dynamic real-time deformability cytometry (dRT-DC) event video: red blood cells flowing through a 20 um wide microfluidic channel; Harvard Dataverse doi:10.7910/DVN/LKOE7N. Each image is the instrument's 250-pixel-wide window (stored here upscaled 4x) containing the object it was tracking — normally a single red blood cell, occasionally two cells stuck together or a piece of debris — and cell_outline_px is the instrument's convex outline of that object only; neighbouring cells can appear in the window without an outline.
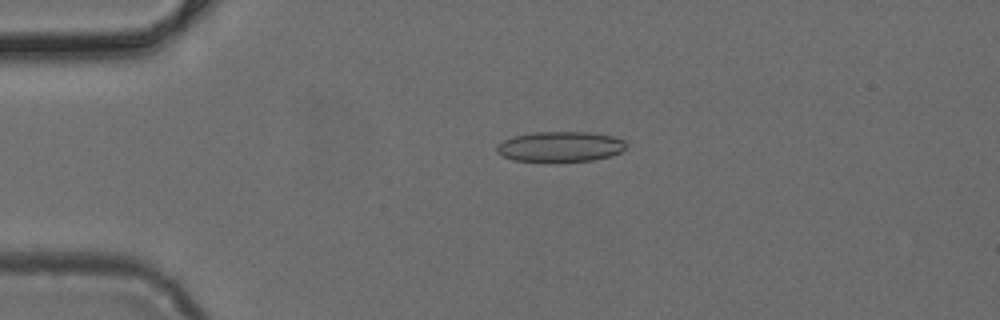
{"species": "common noctule bat (a hibernating species)", "species_latin": "Nyctalus noctula", "temperature_condition": "cold", "stored_images_in_passage": 6, "camera_frame_rate_fps": 3000, "um_per_image_px": 0.085, "animal": {"sex": "female", "body_mass_g": 24.6, "forearm_length_mm": 56.2}, "frame": {"image": 1, "passage_image": 3, "time_ms": 0.667, "image_size_px": [1000, 320], "cell_outline_px": [[628, 144], [620, 152], [608, 156], [592, 160], [548, 164], [544, 164], [512, 160], [496, 152], [496, 144], [504, 140], [516, 136], [536, 132], [592, 132], [612, 136], [624, 140]], "centroid_in_image_um": [47.58, 12.5], "position_along_channel_um": 37.4, "area_um2": 23.52}}
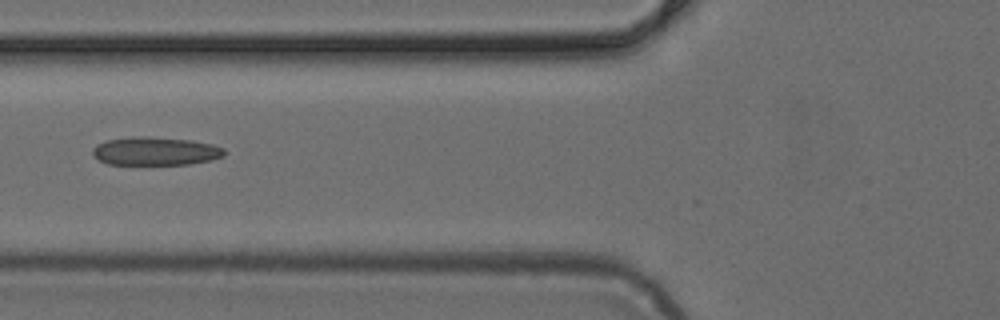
{"frame": {"image": 2, "passage_image": 5, "time_ms": 1.333, "image_size_px": [1000, 320], "cell_outline_px": [[224, 156], [212, 160], [188, 164], [108, 164], [92, 156], [92, 148], [96, 144], [108, 140], [132, 136], [148, 136], [192, 140], [212, 144], [224, 148]], "centroid_in_image_um": [13.19, 12.84], "position_along_channel_um": 112.6, "area_um2": 21.85}}
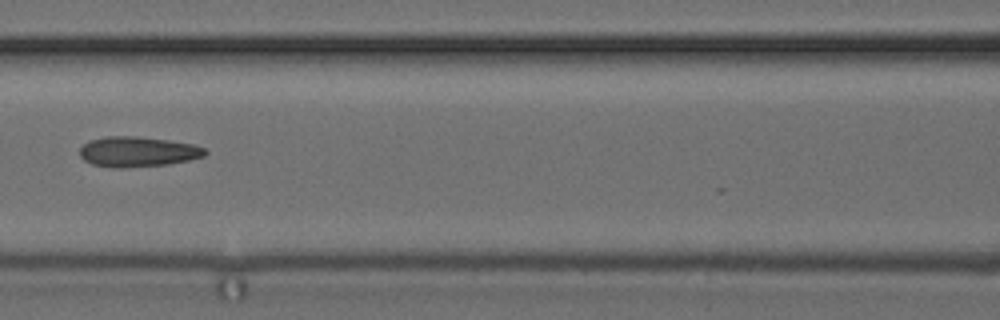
{"frame": {"image": 3, "passage_image": 6, "time_ms": 1.667, "image_size_px": [1000, 320], "cell_outline_px": [[208, 152], [204, 156], [188, 160], [168, 164], [120, 168], [112, 168], [92, 164], [84, 160], [80, 156], [80, 148], [88, 140], [104, 136], [136, 136], [168, 140], [192, 144], [204, 148]], "centroid_in_image_um": [11.67, 12.89], "position_along_channel_um": 154.9, "area_um2": 22.08}}